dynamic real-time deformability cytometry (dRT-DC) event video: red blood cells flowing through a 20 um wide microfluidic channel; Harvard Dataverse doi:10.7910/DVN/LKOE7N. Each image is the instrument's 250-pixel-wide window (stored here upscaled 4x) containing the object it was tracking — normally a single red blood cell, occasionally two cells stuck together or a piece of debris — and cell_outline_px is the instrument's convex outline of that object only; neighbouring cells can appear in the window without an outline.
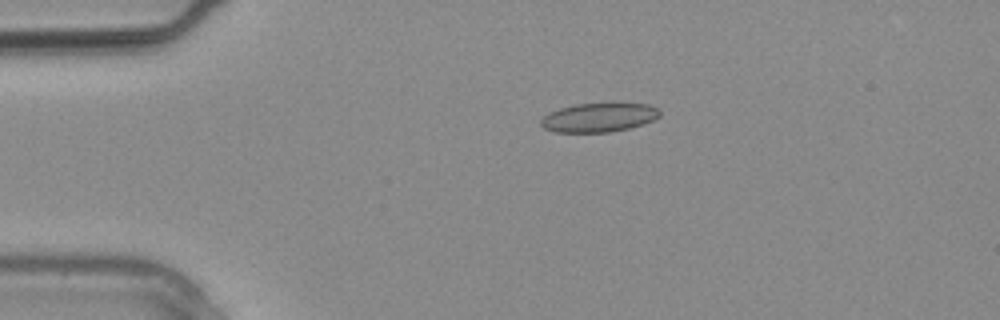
{"species": "common noctule bat (a hibernating species)", "species_latin": "Nyctalus noctula", "temperature_condition": "warm", "stored_images_in_passage": 23, "camera_frame_rate_fps": 3000, "um_per_image_px": 0.085, "animal": {"sex": "male", "body_mass_g": 20.4}, "frame": {"image": 1, "passage_image": 1, "time_ms": 0.0, "image_size_px": [1000, 320], "cell_outline_px": [[660, 116], [652, 120], [628, 128], [608, 132], [556, 132], [544, 128], [540, 124], [540, 120], [544, 116], [560, 108], [576, 104], [612, 100], [652, 104], [660, 108]], "centroid_in_image_um": [50.98, 9.92], "position_along_channel_um": 34.0, "area_um2": 20.87}}
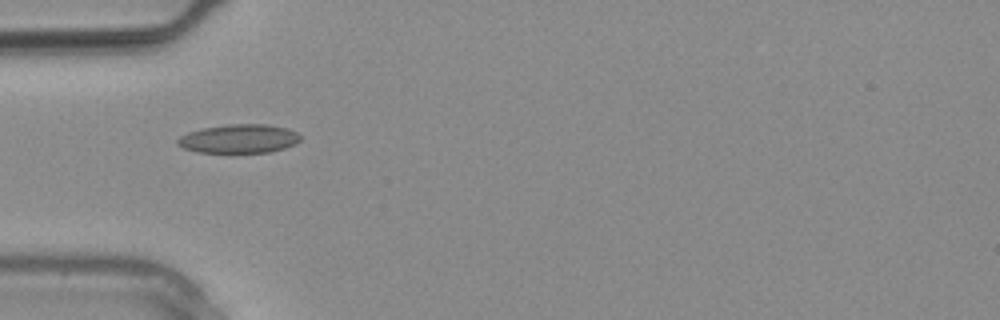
{"frame": {"image": 2, "passage_image": 4, "time_ms": 1.0, "image_size_px": [1000, 320], "cell_outline_px": [[300, 140], [296, 144], [272, 152], [196, 152], [184, 148], [176, 144], [176, 140], [180, 136], [188, 132], [204, 128], [228, 124], [264, 124], [288, 128], [296, 132], [300, 136]], "centroid_in_image_um": [20.31, 11.79], "position_along_channel_um": 64.7, "area_um2": 20.58}}